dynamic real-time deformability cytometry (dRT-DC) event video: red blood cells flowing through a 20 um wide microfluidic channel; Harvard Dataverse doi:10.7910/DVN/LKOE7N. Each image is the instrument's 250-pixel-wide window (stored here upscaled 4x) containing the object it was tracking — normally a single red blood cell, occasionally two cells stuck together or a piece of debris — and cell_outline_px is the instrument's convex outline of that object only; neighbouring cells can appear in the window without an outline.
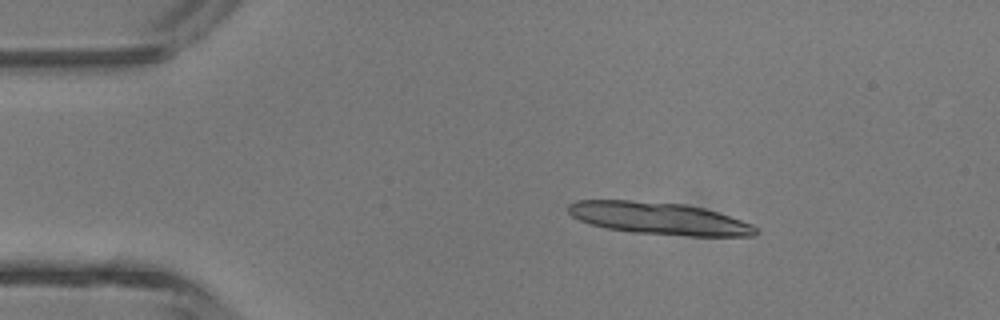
{"species": "common noctule bat (a hibernating species)", "species_latin": "Nyctalus noctula", "temperature_condition": "room temperature", "stored_images_in_passage": 5, "segment_of_instrument_passage": [1, 2], "camera_frame_rate_fps": 3000, "um_per_image_px": 0.085, "animal": {"sex": "male", "body_mass_g": 13.3}, "frame": {"image": 1, "passage_image": 2, "time_ms": 1.333, "image_size_px": [1000, 320], "cell_outline_px": [[760, 232], [752, 236], [688, 236], [632, 232], [608, 228], [592, 224], [580, 220], [572, 216], [568, 212], [568, 204], [576, 200], [632, 200], [684, 204], [704, 208], [752, 224]], "centroid_in_image_um": [56.01, 18.56], "position_along_channel_um": 29.0, "area_um2": 35.03}}